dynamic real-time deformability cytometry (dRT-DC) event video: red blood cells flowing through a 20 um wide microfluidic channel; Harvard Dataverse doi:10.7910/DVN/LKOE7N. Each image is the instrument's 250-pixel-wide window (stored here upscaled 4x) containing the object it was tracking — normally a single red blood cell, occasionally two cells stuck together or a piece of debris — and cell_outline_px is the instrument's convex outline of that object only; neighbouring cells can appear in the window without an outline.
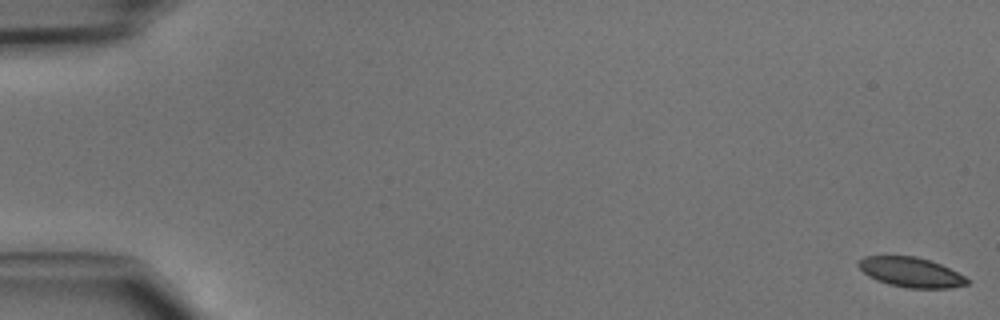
{"species": "common noctule bat (a hibernating species)", "species_latin": "Nyctalus noctula", "temperature_condition": "cold", "stored_images_in_passage": 49, "camera_frame_rate_fps": 3000, "um_per_image_px": 0.085, "animal": {"sex": "male", "body_mass_g": 15.6}, "frame": {"image": 1, "passage_image": 1, "time_ms": 0.0, "image_size_px": [1000, 320], "cell_outline_px": [[972, 280], [968, 284], [952, 288], [908, 288], [888, 284], [876, 280], [868, 276], [856, 264], [856, 260], [864, 256], [916, 256], [940, 264]], "centroid_in_image_um": [77.41, 23.14], "position_along_channel_um": 7.6, "area_um2": 18.96}}
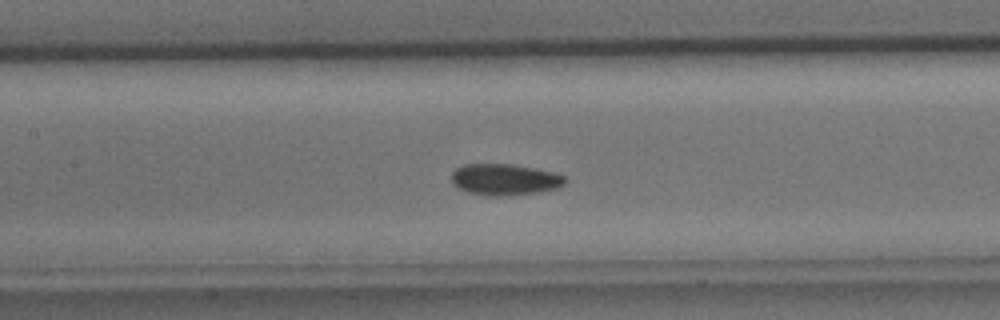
{"frame": {"image": 2, "passage_image": 23, "time_ms": 7.333, "image_size_px": [1000, 320], "cell_outline_px": [[568, 180], [560, 188], [540, 192], [500, 196], [488, 196], [468, 192], [452, 184], [452, 172], [456, 168], [464, 164], [512, 164], [552, 172], [564, 176]], "centroid_in_image_um": [42.91, 15.26], "position_along_channel_um": 164.5, "area_um2": 20.75}}
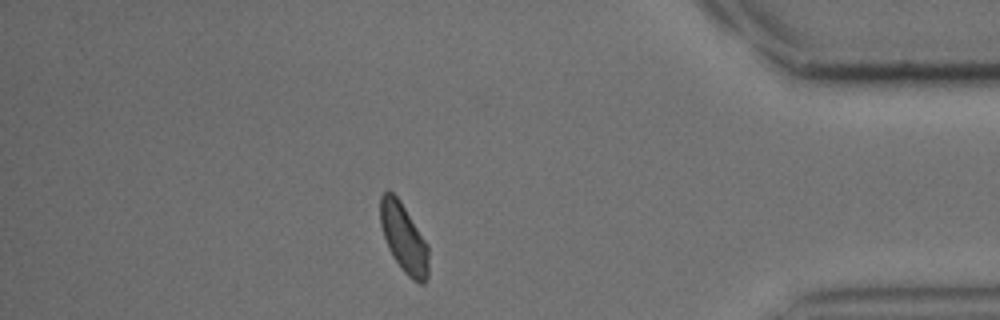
{"frame": {"image": 3, "passage_image": 42, "time_ms": 13.667, "image_size_px": [1000, 320], "cell_outline_px": [[428, 276], [424, 284], [420, 284], [412, 280], [404, 272], [392, 256], [388, 248], [380, 224], [380, 196], [388, 188], [400, 200], [428, 244]], "centroid_in_image_um": [34.32, 20.23], "position_along_channel_um": 400.9, "area_um2": 19.54}}